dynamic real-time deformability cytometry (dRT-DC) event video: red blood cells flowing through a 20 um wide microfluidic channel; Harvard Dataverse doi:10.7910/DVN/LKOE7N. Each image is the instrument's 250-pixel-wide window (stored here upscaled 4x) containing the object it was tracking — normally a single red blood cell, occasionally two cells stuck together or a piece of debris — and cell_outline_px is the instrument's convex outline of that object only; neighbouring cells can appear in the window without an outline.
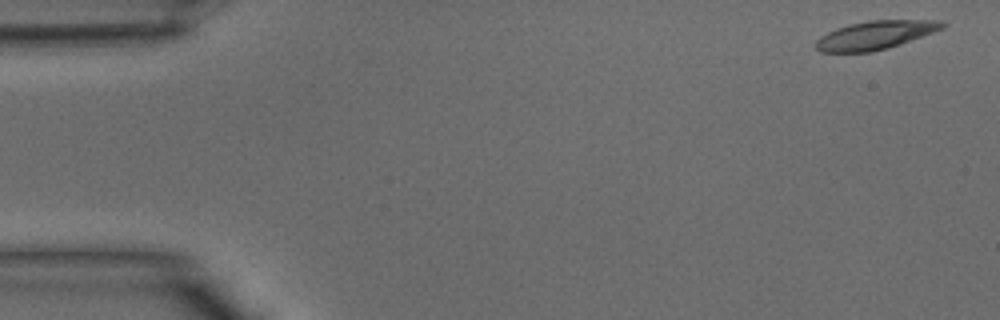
{"species": "common noctule bat (a hibernating species)", "species_latin": "Nyctalus noctula", "temperature_condition": "warm", "stored_images_in_passage": 39, "camera_frame_rate_fps": 3000, "um_per_image_px": 0.085, "animal": {"sex": "male", "body_mass_g": 15.6}, "frame": {"image": 1, "passage_image": 1, "time_ms": 0.0, "image_size_px": [1000, 320], "cell_outline_px": [[948, 24], [944, 28], [888, 48], [872, 52], [820, 52], [812, 44], [820, 36], [836, 28], [848, 24], [868, 20], [944, 20]], "centroid_in_image_um": [74.38, 2.98], "position_along_channel_um": 10.6, "area_um2": 21.15}}
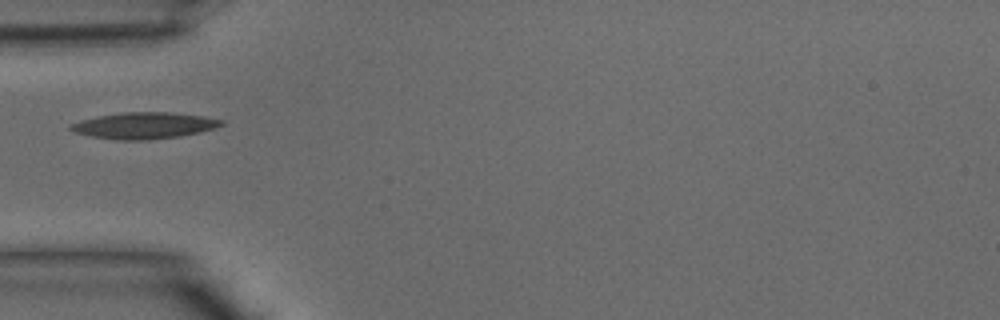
{"frame": {"image": 2, "passage_image": 12, "time_ms": 3.667, "image_size_px": [1000, 320], "cell_outline_px": [[224, 124], [216, 128], [200, 132], [180, 136], [148, 140], [116, 140], [92, 136], [72, 132], [68, 128], [68, 124], [80, 120], [96, 116], [124, 112], [172, 112], [200, 116], [224, 120]], "centroid_in_image_um": [12.21, 10.67], "position_along_channel_um": 72.8, "area_um2": 23.35}}
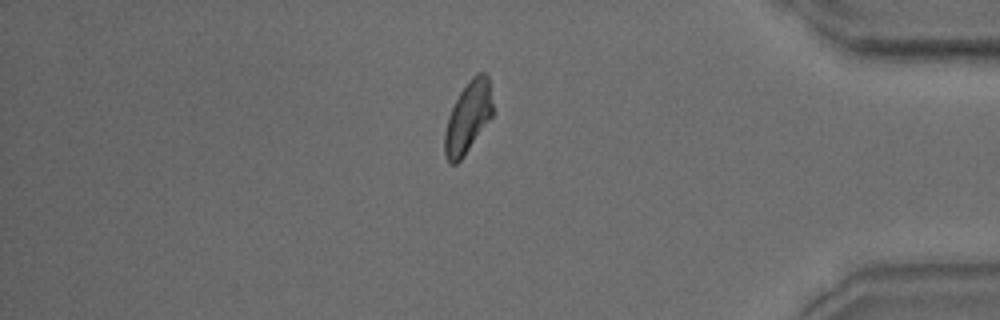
{"frame": {"image": 3, "passage_image": 33, "time_ms": 10.667, "image_size_px": [1000, 320], "cell_outline_px": [[492, 116], [464, 156], [456, 164], [448, 164], [444, 156], [444, 132], [448, 116], [460, 92], [472, 76], [476, 72], [484, 72], [488, 76], [492, 104]], "centroid_in_image_um": [39.75, 10.0], "position_along_channel_um": 395.4, "area_um2": 19.94}}